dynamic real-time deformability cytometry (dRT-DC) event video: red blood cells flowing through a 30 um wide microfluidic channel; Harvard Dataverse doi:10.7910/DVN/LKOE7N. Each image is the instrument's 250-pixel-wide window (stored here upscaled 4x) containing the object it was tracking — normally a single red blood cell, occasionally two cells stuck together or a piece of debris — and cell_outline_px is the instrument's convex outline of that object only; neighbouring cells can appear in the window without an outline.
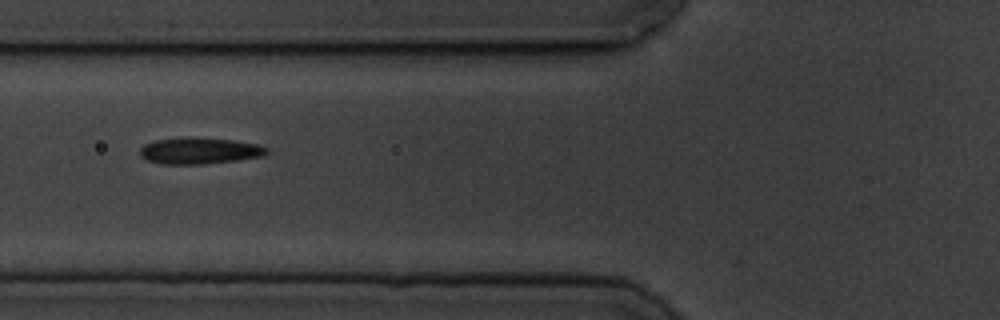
{"species": "common noctule bat (a hibernating species)", "species_latin": "Nyctalus noctula", "temperature_condition": "cold", "stored_images_in_passage": 11, "camera_frame_rate_fps": 3000, "um_per_image_px": 0.085, "animal": {"sex": "male", "body_mass_g": 19.5, "forearm_length_mm": 54.6}, "frame": {"image": 1, "passage_image": 6, "time_ms": 6.667, "image_size_px": [1000, 320], "cell_outline_px": [[268, 152], [260, 156], [236, 160], [204, 164], [160, 164], [148, 160], [140, 156], [140, 148], [144, 144], [156, 140], [188, 136], [192, 136], [232, 140], [260, 144], [268, 148]], "centroid_in_image_um": [16.93, 12.8], "position_along_channel_um": 108.9, "area_um2": 19.65}}
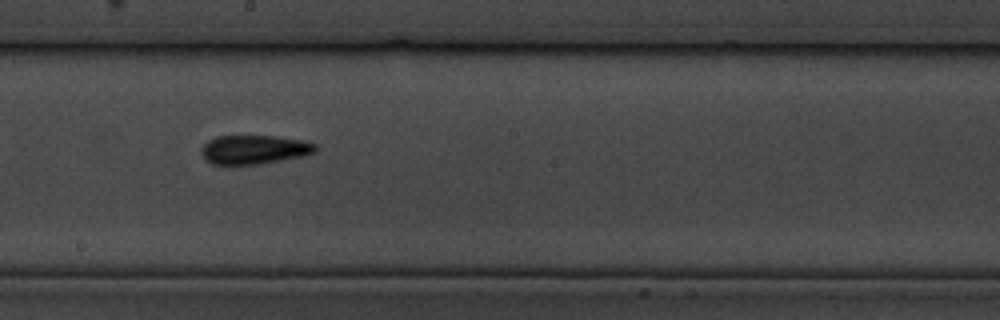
{"frame": {"image": 2, "passage_image": 9, "time_ms": 10.0, "image_size_px": [1000, 320], "cell_outline_px": [[316, 152], [300, 156], [260, 164], [212, 164], [204, 156], [200, 148], [208, 140], [216, 136], [276, 136], [304, 140], [316, 144]], "centroid_in_image_um": [21.61, 12.7], "position_along_channel_um": 226.6, "area_um2": 19.07}}
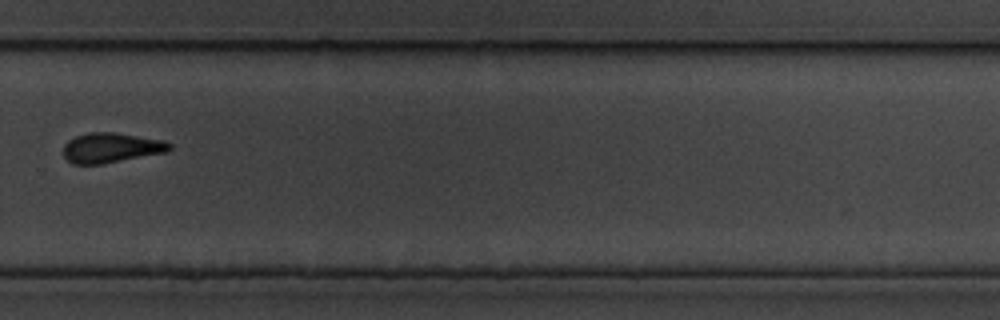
{"frame": {"image": 3, "passage_image": 11, "time_ms": 12.667, "image_size_px": [1000, 320], "cell_outline_px": [[172, 148], [168, 152], [104, 164], [72, 164], [64, 156], [64, 144], [68, 140], [76, 136], [88, 132], [116, 132], [164, 140], [172, 144]], "centroid_in_image_um": [9.48, 12.56], "position_along_channel_um": 320.3, "area_um2": 18.79}}